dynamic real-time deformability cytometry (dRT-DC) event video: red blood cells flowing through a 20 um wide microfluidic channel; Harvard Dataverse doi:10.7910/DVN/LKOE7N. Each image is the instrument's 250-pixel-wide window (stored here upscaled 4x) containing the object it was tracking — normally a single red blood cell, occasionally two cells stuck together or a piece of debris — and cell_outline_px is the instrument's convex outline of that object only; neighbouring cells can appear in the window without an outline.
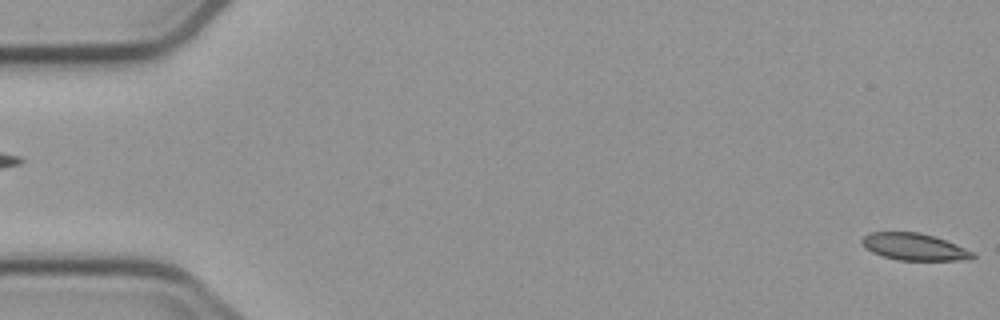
{"species": "common noctule bat (a hibernating species)", "species_latin": "Nyctalus noctula", "temperature_condition": "cold", "stored_images_in_passage": 4, "segment_of_instrument_passage": [2, 2], "camera_frame_rate_fps": 3000, "um_per_image_px": 0.085, "animal": {"sex": "male", "body_mass_g": 23.1, "forearm_length_mm": 52.7}, "frame": {"image": 1, "passage_image": 4, "time_ms": 5.333, "image_size_px": [1000, 320], "cell_outline_px": [[976, 256], [972, 260], [896, 260], [872, 252], [860, 240], [868, 232], [920, 232], [936, 236], [976, 252]], "centroid_in_image_um": [77.79, 20.98], "position_along_channel_um": 7.2, "area_um2": 17.57}}